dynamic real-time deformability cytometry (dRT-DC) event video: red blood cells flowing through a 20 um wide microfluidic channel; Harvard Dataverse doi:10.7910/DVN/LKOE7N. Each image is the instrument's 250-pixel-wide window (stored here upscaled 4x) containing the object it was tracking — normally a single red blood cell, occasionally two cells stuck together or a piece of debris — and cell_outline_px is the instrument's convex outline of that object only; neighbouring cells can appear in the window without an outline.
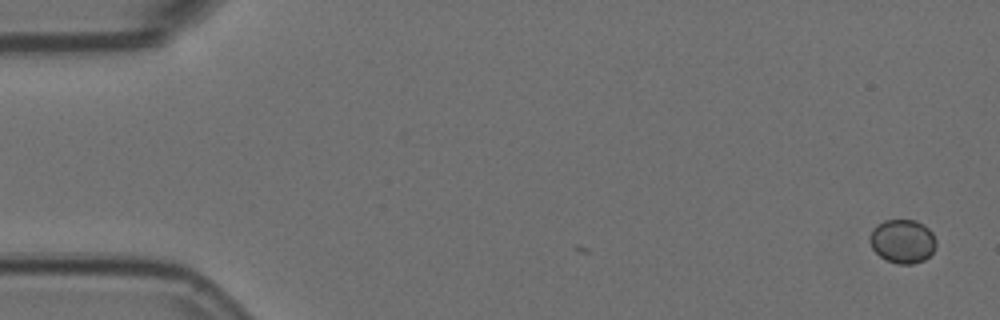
{"species": "Egyptian fruit bat (a non-hibernating species)", "species_latin": "Rousettus aegyptiacus", "temperature_condition": "room temperature", "stored_images_in_passage": 3, "camera_frame_rate_fps": 3000, "um_per_image_px": 0.085, "animal": {"sex": "female"}, "frame": {"image": 1, "passage_image": 1, "time_ms": 0.0, "image_size_px": [1000, 320], "cell_outline_px": [[936, 248], [924, 260], [912, 264], [896, 264], [880, 256], [872, 248], [868, 240], [872, 228], [884, 220], [916, 220], [928, 228], [932, 232], [936, 240]], "centroid_in_image_um": [76.71, 20.5], "position_along_channel_um": 8.3, "area_um2": 16.99}}